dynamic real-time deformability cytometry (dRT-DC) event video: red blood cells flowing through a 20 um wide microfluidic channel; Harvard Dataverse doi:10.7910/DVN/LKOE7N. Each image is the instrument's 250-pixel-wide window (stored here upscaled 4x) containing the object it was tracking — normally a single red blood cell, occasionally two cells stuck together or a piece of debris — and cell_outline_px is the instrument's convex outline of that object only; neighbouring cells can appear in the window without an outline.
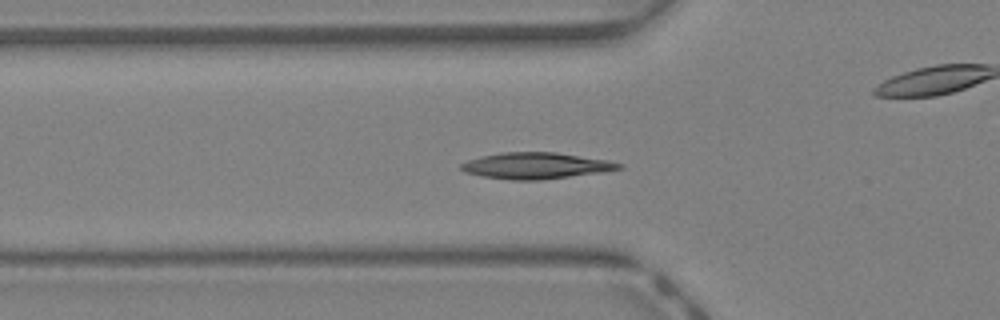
{"species": "Egyptian fruit bat (a non-hibernating species)", "species_latin": "Rousettus aegyptiacus", "temperature_condition": "warm", "stored_images_in_passage": 43, "camera_frame_rate_fps": 3000, "um_per_image_px": 0.085, "animal": {"sex": "female"}, "frame": {"image": 1, "passage_image": 14, "time_ms": 4.333, "image_size_px": [1000, 320], "cell_outline_px": [[624, 168], [604, 172], [540, 180], [512, 180], [480, 176], [464, 172], [460, 168], [460, 164], [468, 160], [480, 156], [500, 152], [556, 152], [608, 160], [624, 164]], "centroid_in_image_um": [45.56, 14.08], "position_along_channel_um": 80.2, "area_um2": 24.39}}
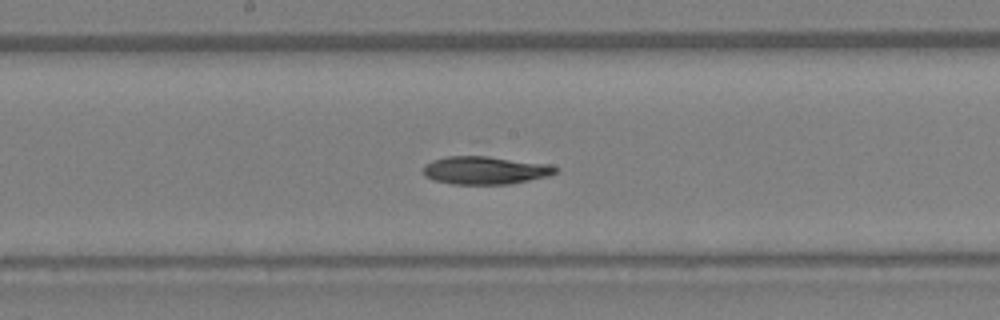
{"frame": {"image": 2, "passage_image": 22, "time_ms": 7.0, "image_size_px": [1000, 320], "cell_outline_px": [[560, 168], [556, 172], [548, 176], [508, 184], [452, 184], [436, 180], [424, 176], [424, 164], [432, 160], [448, 156], [488, 156], [548, 164]], "centroid_in_image_um": [41.23, 14.47], "position_along_channel_um": 207.0, "area_um2": 21.44}}
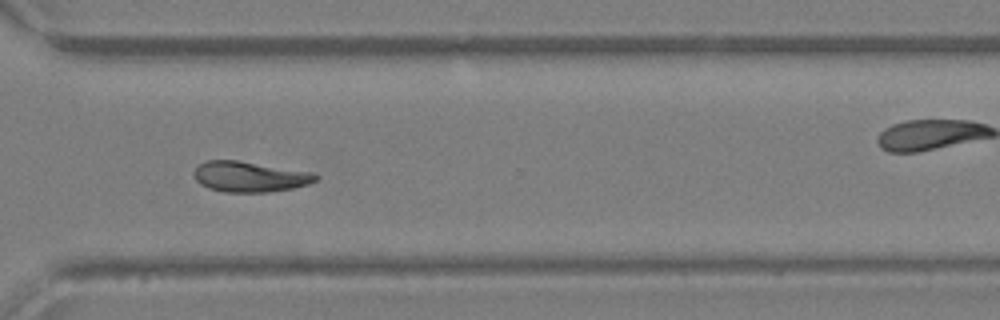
{"frame": {"image": 3, "passage_image": 31, "time_ms": 10.0, "image_size_px": [1000, 320], "cell_outline_px": [[320, 176], [316, 180], [308, 184], [292, 188], [268, 192], [224, 192], [208, 188], [200, 184], [196, 180], [192, 172], [200, 164], [208, 160], [236, 160], [312, 172]], "centroid_in_image_um": [21.21, 15.02], "position_along_channel_um": 349.4, "area_um2": 21.56}}